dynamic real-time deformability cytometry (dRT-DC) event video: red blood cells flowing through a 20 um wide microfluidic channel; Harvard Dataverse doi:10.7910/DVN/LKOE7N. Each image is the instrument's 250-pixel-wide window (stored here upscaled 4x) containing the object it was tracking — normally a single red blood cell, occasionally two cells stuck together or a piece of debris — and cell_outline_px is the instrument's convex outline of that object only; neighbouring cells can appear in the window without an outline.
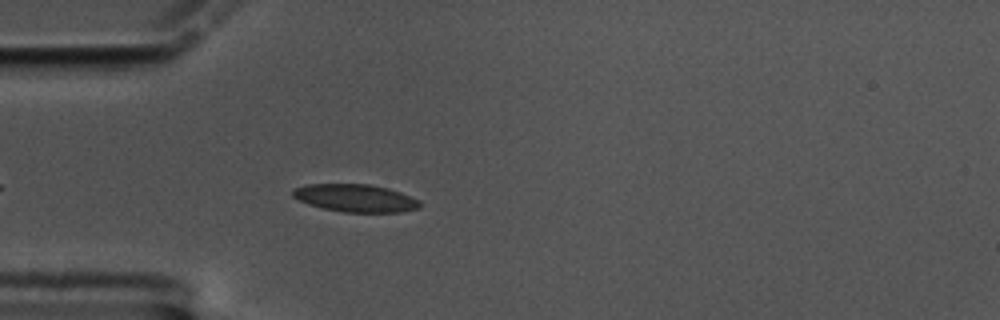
{"species": "common noctule bat (a hibernating species)", "species_latin": "Nyctalus noctula", "temperature_condition": "cold", "stored_images_in_passage": 48, "camera_frame_rate_fps": 3000, "um_per_image_px": 0.085, "animal": {"sex": "male", "body_mass_g": 17.5, "forearm_length_mm": 52.3}, "frame": {"image": 1, "passage_image": 6, "time_ms": 1.667, "image_size_px": [1000, 320], "cell_outline_px": [[424, 204], [420, 208], [400, 212], [344, 212], [324, 208], [308, 204], [292, 196], [292, 192], [296, 188], [308, 184], [368, 184], [388, 188], [400, 192], [420, 200]], "centroid_in_image_um": [30.27, 16.84], "position_along_channel_um": 54.7, "area_um2": 20.46}}
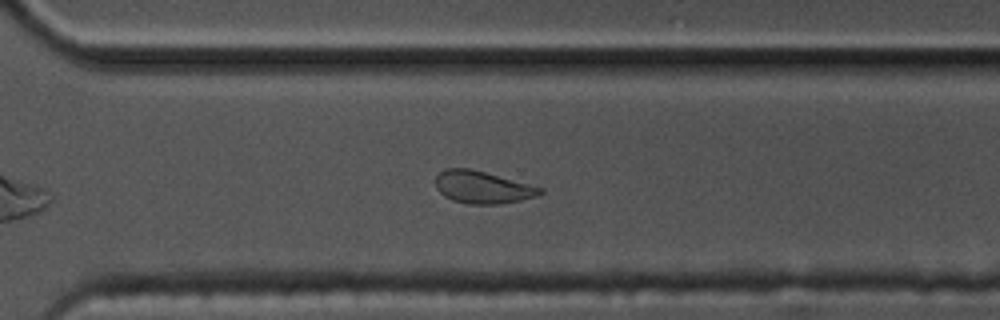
{"frame": {"image": 2, "passage_image": 31, "time_ms": 10.0, "image_size_px": [1000, 320], "cell_outline_px": [[544, 192], [536, 196], [520, 200], [496, 204], [468, 204], [452, 200], [444, 196], [436, 188], [436, 176], [444, 168], [468, 168], [484, 172], [544, 188]], "centroid_in_image_um": [40.99, 15.92], "position_along_channel_um": 329.6, "area_um2": 19.54}}
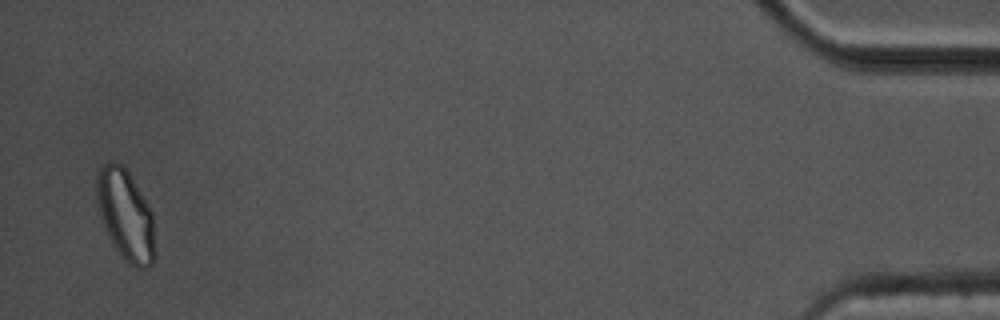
{"frame": {"image": 3, "passage_image": 47, "time_ms": 15.333, "image_size_px": [1000, 320], "cell_outline_px": [[156, 260], [148, 268], [136, 268], [128, 264], [120, 256], [104, 224], [96, 200], [96, 176], [100, 168], [108, 160], [112, 160], [120, 164], [128, 172], [148, 204], [152, 212], [156, 252]], "centroid_in_image_um": [10.71, 18.31], "position_along_channel_um": 424.5, "area_um2": 30.87}, "authors_computed_cell_mechanics": {"area_um2": 20.4901, "velocity_mm_per_s": 3.3751, "shape_relaxation_time_tau1_ms": 10.625, "shape_relaxation_time_tau2_ms": 2.4854, "deformation_change_tau1": 0.1631, "deformation_change_tau2": 0.0911}}